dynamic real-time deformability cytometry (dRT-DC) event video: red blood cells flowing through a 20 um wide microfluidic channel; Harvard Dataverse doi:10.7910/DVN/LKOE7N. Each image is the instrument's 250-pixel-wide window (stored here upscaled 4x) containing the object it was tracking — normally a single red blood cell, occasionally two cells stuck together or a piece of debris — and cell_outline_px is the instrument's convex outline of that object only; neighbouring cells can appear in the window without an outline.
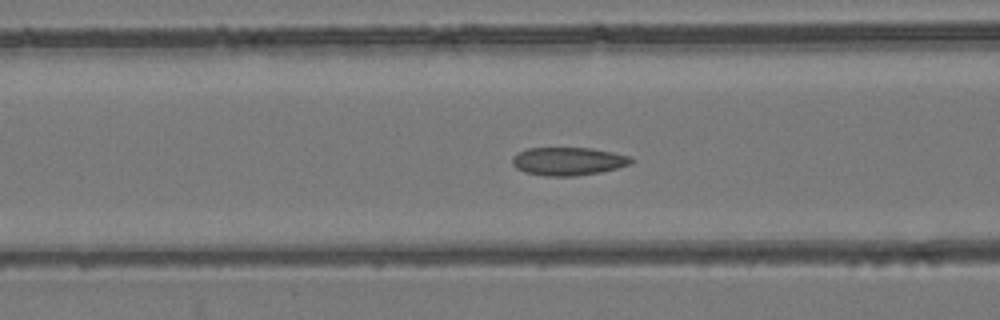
{"species": "common noctule bat (a hibernating species)", "species_latin": "Nyctalus noctula", "temperature_condition": "room temperature", "stored_images_in_passage": 54, "camera_frame_rate_fps": 3000, "um_per_image_px": 0.085, "animal": {"sex": "female", "body_mass_g": 24.6, "forearm_length_mm": 56.2}, "frame": {"image": 1, "passage_image": 22, "time_ms": 7.0, "image_size_px": [1000, 320], "cell_outline_px": [[632, 160], [628, 164], [616, 168], [600, 172], [572, 176], [544, 176], [524, 172], [516, 168], [512, 164], [512, 156], [516, 152], [528, 148], [592, 148], [632, 156]], "centroid_in_image_um": [48.23, 13.7], "position_along_channel_um": 118.4, "area_um2": 19.48}}
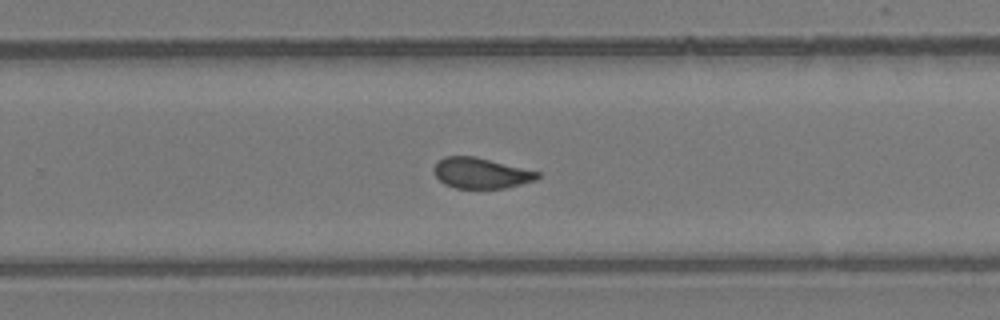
{"frame": {"image": 2, "passage_image": 35, "time_ms": 11.333, "image_size_px": [1000, 320], "cell_outline_px": [[540, 176], [536, 180], [504, 188], [456, 188], [444, 184], [436, 176], [432, 168], [436, 160], [444, 156], [476, 156], [540, 172]], "centroid_in_image_um": [40.84, 14.7], "position_along_channel_um": 289.0, "area_um2": 18.61}}
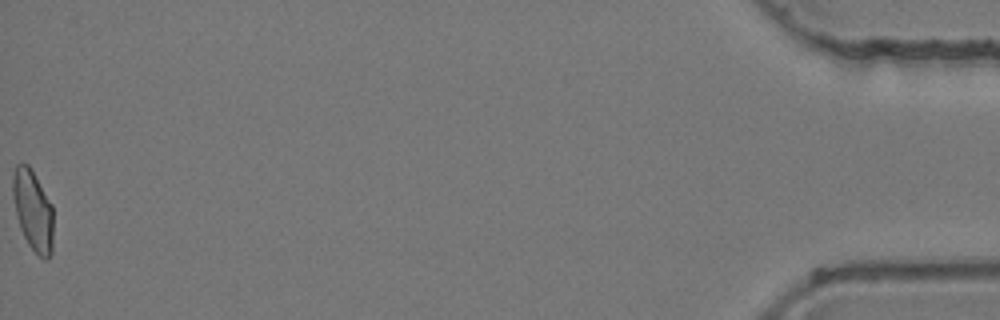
{"frame": {"image": 3, "passage_image": 54, "time_ms": 17.667, "image_size_px": [1000, 320], "cell_outline_px": [[52, 252], [48, 260], [44, 260], [28, 244], [20, 228], [12, 196], [12, 176], [16, 164], [20, 160], [28, 164], [52, 204]], "centroid_in_image_um": [2.78, 17.85], "position_along_channel_um": 432.4, "area_um2": 19.07}, "authors_computed_cell_mechanics": {"area_um2": 19.6231, "velocity_mm_per_s": 3.9453, "shape_relaxation_time_tau1_ms": null, "shape_relaxation_time_tau2_ms": 1.4541, "deformation_change_tau1": null, "deformation_change_tau2": 0.0634}}